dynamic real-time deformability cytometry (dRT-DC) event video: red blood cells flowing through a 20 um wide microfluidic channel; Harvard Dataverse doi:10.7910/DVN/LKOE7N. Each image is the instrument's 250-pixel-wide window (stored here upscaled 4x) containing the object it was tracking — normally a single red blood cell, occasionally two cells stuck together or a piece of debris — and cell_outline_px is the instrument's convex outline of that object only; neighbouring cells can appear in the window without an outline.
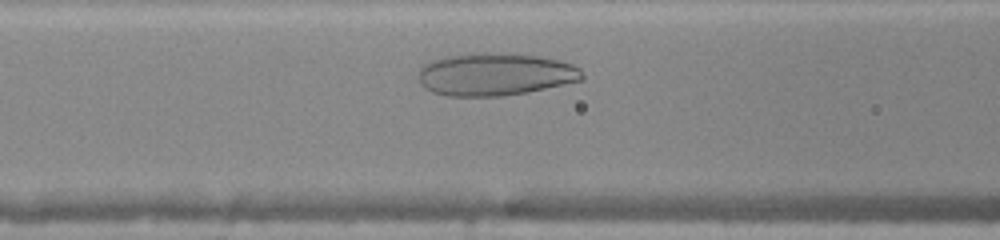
{"species": "human", "species_latin": "Homo sapiens", "temperature_condition": "warm", "stored_images_in_passage": 25, "camera_frame_rate_fps": 3000, "um_per_image_px": 0.085, "donor": {"sex": "female"}, "frame": {"image": 1, "passage_image": 7, "time_ms": 2.0, "image_size_px": [1000, 240], "cell_outline_px": [[584, 76], [580, 80], [528, 92], [500, 96], [448, 96], [432, 92], [424, 88], [420, 84], [420, 68], [424, 64], [432, 60], [448, 56], [484, 52], [536, 56], [560, 60], [572, 64], [580, 68]], "centroid_in_image_um": [42.07, 6.32], "position_along_channel_um": 124.5, "area_um2": 40.34}}
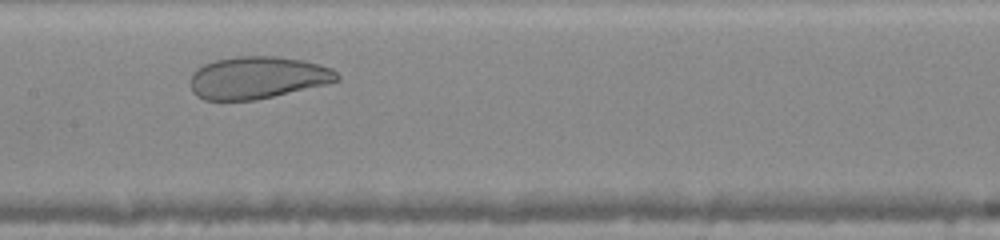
{"frame": {"image": 2, "passage_image": 11, "time_ms": 3.333, "image_size_px": [1000, 240], "cell_outline_px": [[340, 80], [328, 84], [256, 100], [204, 100], [196, 96], [192, 92], [192, 72], [196, 68], [212, 60], [236, 56], [276, 56], [304, 60], [332, 68], [340, 76]], "centroid_in_image_um": [21.9, 6.59], "position_along_channel_um": 185.5, "area_um2": 36.41}}
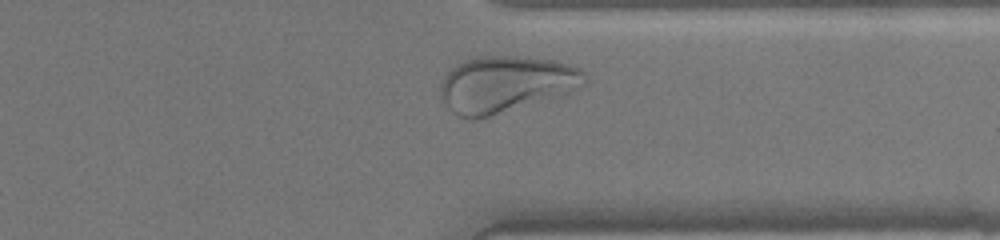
{"frame": {"image": 3, "passage_image": 23, "time_ms": 7.333, "image_size_px": [1000, 240], "cell_outline_px": [[588, 84], [564, 96], [488, 116], [472, 120], [468, 120], [452, 112], [448, 108], [440, 96], [440, 84], [444, 76], [452, 68], [464, 60], [484, 56], [512, 56], [548, 60], [568, 64], [584, 72]], "centroid_in_image_um": [43.0, 7.18], "position_along_channel_um": 368.4, "area_um2": 47.51}}